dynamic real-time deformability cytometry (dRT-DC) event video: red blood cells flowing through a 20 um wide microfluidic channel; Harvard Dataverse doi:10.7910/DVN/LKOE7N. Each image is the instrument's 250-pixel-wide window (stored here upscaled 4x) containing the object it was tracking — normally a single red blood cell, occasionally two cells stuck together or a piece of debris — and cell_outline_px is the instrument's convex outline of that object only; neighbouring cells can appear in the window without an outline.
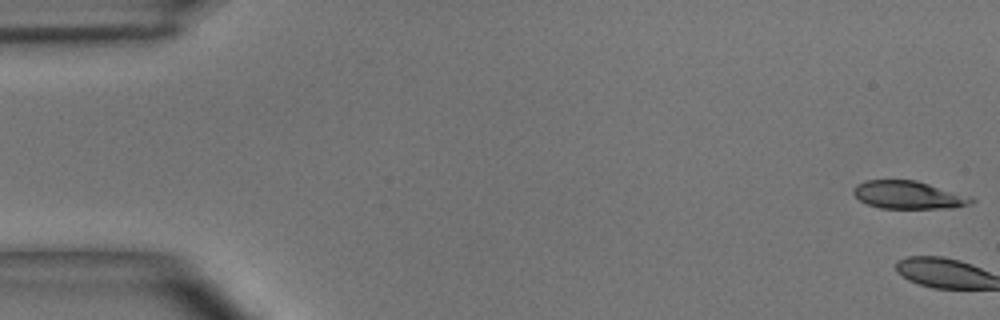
{"species": "common noctule bat (a hibernating species)", "species_latin": "Nyctalus noctula", "temperature_condition": "room temperature", "stored_images_in_passage": 3, "camera_frame_rate_fps": 3000, "um_per_image_px": 0.085, "animal": {"sex": "male", "body_mass_g": 15.6}, "frame": {"image": 1, "passage_image": 1, "time_ms": 0.0, "image_size_px": [1000, 320], "cell_outline_px": [[976, 200], [972, 204], [948, 208], [880, 208], [868, 204], [860, 200], [852, 192], [852, 188], [856, 184], [864, 180], [916, 180], [972, 196]], "centroid_in_image_um": [77.23, 16.56], "position_along_channel_um": 7.8, "area_um2": 19.31}}